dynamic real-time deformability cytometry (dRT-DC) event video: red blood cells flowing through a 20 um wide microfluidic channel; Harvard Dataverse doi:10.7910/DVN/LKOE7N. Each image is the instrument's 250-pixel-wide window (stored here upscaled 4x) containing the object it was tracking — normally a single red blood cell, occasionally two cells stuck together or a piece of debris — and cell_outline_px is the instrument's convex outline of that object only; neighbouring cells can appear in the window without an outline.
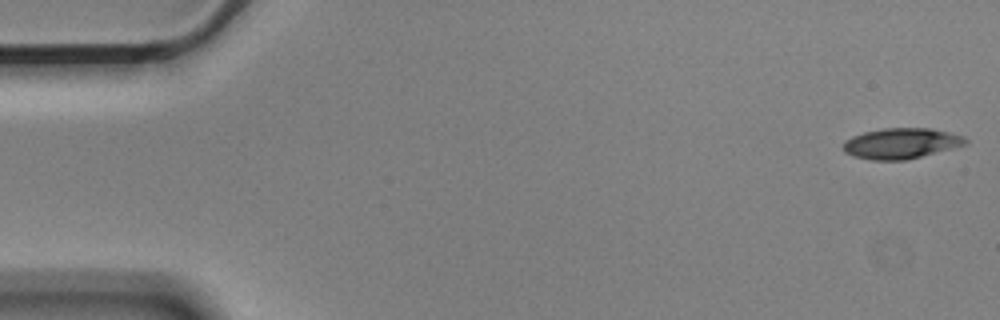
{"species": "Egyptian fruit bat (a non-hibernating species)", "species_latin": "Rousettus aegyptiacus", "temperature_condition": "cold", "stored_images_in_passage": 55, "camera_frame_rate_fps": 3000, "um_per_image_px": 0.085, "animal": {"sex": "male"}, "frame": {"image": 1, "passage_image": 1, "time_ms": 0.0, "image_size_px": [1000, 320], "cell_outline_px": [[968, 144], [904, 160], [872, 160], [852, 156], [844, 152], [844, 140], [852, 136], [864, 132], [884, 128], [928, 128], [948, 132], [964, 136], [968, 140]], "centroid_in_image_um": [76.58, 12.18], "position_along_channel_um": 8.4, "area_um2": 21.68}}
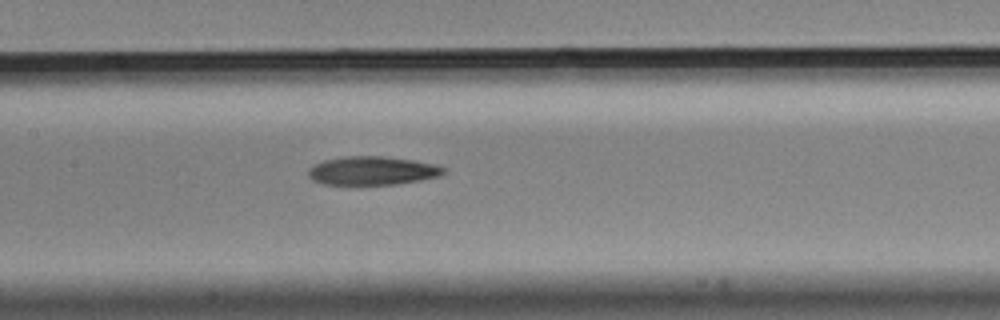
{"frame": {"image": 2, "passage_image": 26, "time_ms": 8.333, "image_size_px": [1000, 320], "cell_outline_px": [[448, 172], [440, 176], [420, 180], [396, 184], [348, 188], [320, 184], [312, 180], [308, 176], [308, 168], [312, 164], [324, 160], [344, 156], [384, 156], [412, 160], [436, 164], [448, 168]], "centroid_in_image_um": [31.59, 14.56], "position_along_channel_um": 175.8, "area_um2": 23.93}}
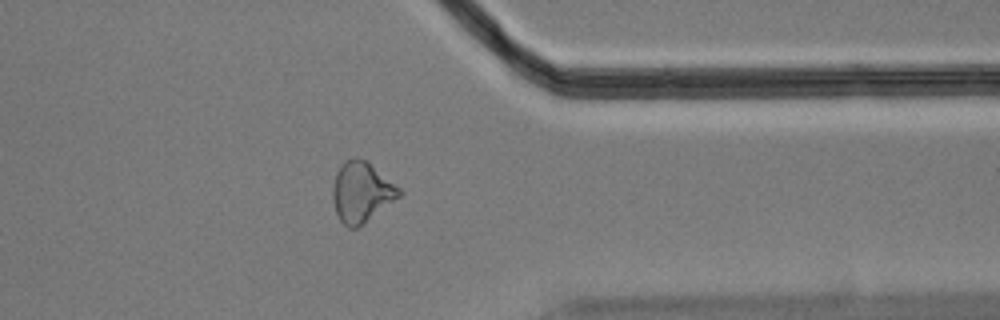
{"frame": {"image": 3, "passage_image": 44, "time_ms": 14.333, "image_size_px": [1000, 320], "cell_outline_px": [[404, 192], [400, 196], [356, 228], [348, 228], [340, 220], [336, 212], [332, 200], [332, 188], [336, 172], [340, 164], [344, 160], [356, 156], [364, 160], [400, 188]], "centroid_in_image_um": [30.68, 16.31], "position_along_channel_um": 380.7, "area_um2": 23.0}}